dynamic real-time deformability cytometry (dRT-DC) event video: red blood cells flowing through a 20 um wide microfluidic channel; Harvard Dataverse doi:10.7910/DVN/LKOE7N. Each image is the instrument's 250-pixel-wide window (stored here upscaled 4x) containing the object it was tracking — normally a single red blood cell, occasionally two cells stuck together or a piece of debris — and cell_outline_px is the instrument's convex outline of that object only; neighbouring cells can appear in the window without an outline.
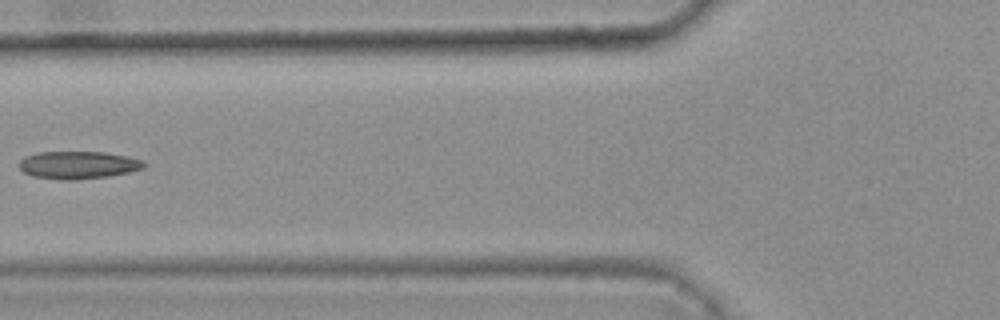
{"species": "common noctule bat (a hibernating species)", "species_latin": "Nyctalus noctula", "temperature_condition": "warm", "stored_images_in_passage": 5, "camera_frame_rate_fps": 3000, "um_per_image_px": 0.085, "animal": {"sex": "female", "body_mass_g": 25.1}, "frame": {"image": 1, "passage_image": 4, "time_ms": 1.0, "image_size_px": [1000, 320], "cell_outline_px": [[148, 164], [144, 168], [128, 172], [108, 176], [76, 180], [60, 180], [32, 176], [24, 172], [16, 164], [24, 156], [40, 152], [104, 152], [144, 160]], "centroid_in_image_um": [6.62, 14.03], "position_along_channel_um": 119.2, "area_um2": 20.23}}
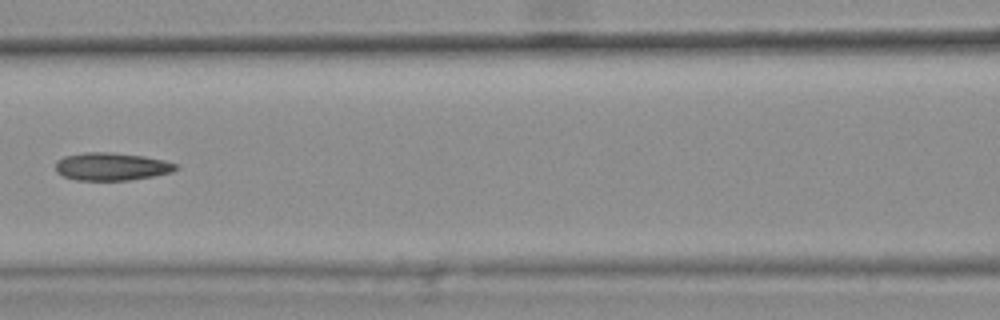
{"frame": {"image": 2, "passage_image": 5, "time_ms": 1.333, "image_size_px": [1000, 320], "cell_outline_px": [[180, 168], [172, 172], [152, 176], [128, 180], [76, 180], [64, 176], [56, 172], [56, 160], [64, 156], [84, 152], [108, 152], [144, 156], [164, 160], [180, 164]], "centroid_in_image_um": [9.5, 14.15], "position_along_channel_um": 157.1, "area_um2": 19.59}}